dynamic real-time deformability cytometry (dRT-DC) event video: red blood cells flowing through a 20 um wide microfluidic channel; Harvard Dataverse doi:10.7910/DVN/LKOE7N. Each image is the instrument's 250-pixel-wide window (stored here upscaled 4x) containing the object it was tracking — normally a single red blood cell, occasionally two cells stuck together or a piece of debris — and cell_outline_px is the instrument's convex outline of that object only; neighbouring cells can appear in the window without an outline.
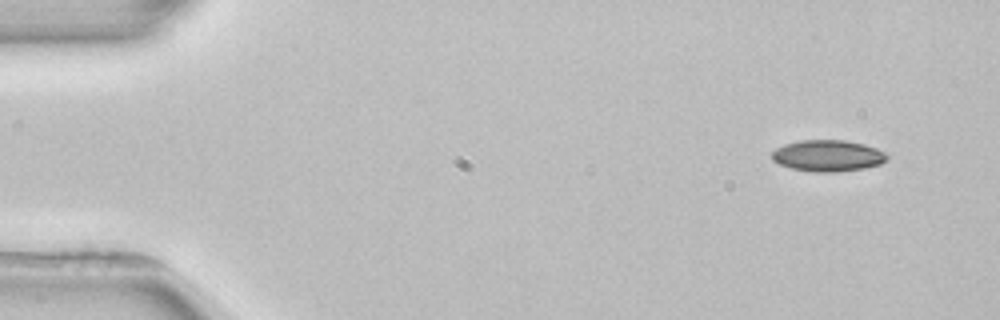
{"species": "common noctule bat (a hibernating species)", "species_latin": "Nyctalus noctula", "temperature_condition": "room temperature", "stored_images_in_passage": 5, "camera_frame_rate_fps": 3000, "um_per_image_px": 0.085, "animal": {"sex": "female", "body_mass_g": 22.7, "forearm_length_mm": 54.2}, "frame": {"image": 1, "passage_image": 5, "time_ms": 5.667, "image_size_px": [1000, 320], "cell_outline_px": [[888, 160], [880, 164], [864, 168], [836, 172], [812, 172], [792, 168], [780, 164], [772, 160], [772, 152], [776, 148], [784, 144], [800, 140], [844, 140], [864, 144], [876, 148], [884, 152], [888, 156]], "centroid_in_image_um": [70.37, 13.23], "position_along_channel_um": 14.6, "area_um2": 21.1}}